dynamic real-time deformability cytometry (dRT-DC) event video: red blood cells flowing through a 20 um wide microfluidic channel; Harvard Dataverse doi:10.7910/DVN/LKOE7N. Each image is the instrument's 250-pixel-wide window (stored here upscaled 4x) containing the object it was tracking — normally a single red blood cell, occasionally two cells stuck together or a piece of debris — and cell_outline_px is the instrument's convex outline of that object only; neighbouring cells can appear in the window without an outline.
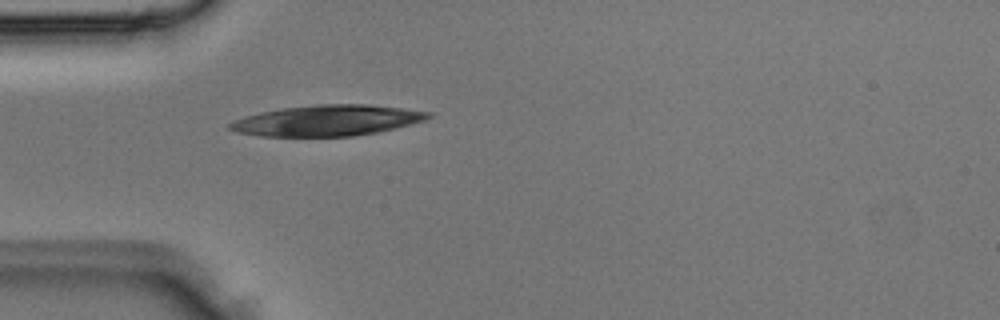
{"species": "Egyptian fruit bat (a non-hibernating species)", "species_latin": "Rousettus aegyptiacus", "temperature_condition": "room temperature", "stored_images_in_passage": 1, "camera_frame_rate_fps": 3000, "um_per_image_px": 0.085, "animal": {"sex": "male"}, "frame": {"image": 1, "passage_image": 1, "time_ms": 0.0, "image_size_px": [1000, 320], "cell_outline_px": [[432, 116], [424, 120], [412, 124], [380, 132], [352, 136], [260, 136], [236, 132], [228, 128], [228, 124], [232, 120], [244, 116], [284, 108], [320, 104], [368, 104], [404, 108], [432, 112]], "centroid_in_image_um": [27.84, 10.24], "position_along_channel_um": 57.2, "area_um2": 35.66}}